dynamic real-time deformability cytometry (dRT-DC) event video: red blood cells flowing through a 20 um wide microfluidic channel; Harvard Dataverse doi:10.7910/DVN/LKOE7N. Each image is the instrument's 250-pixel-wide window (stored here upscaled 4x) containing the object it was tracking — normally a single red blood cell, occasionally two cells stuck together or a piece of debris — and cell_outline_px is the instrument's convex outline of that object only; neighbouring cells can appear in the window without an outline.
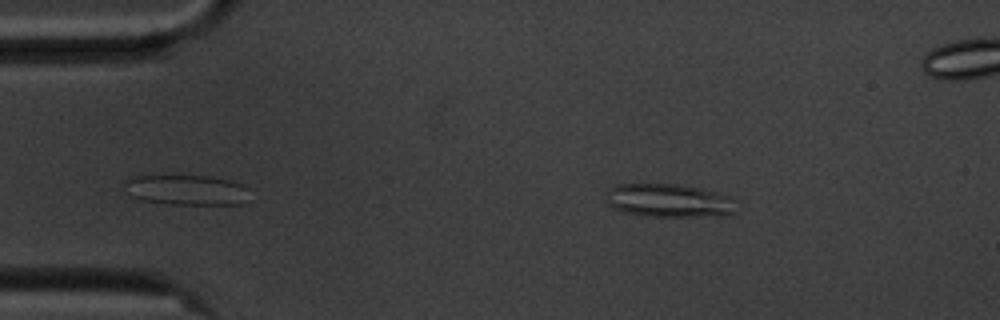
{"species": "common noctule bat (a hibernating species)", "species_latin": "Nyctalus noctula", "temperature_condition": "cold", "stored_images_in_passage": 42, "camera_frame_rate_fps": 3000, "um_per_image_px": 0.085, "animal": {"sex": "male", "body_mass_g": 20.1, "forearm_length_mm": 53.5}, "frame": {"image": 1, "passage_image": 2, "time_ms": 0.333, "image_size_px": [1000, 320], "cell_outline_px": [[736, 212], [732, 216], [648, 216], [624, 212], [612, 208], [604, 200], [604, 196], [608, 188], [616, 184], [680, 184], [704, 188], [736, 196]], "centroid_in_image_um": [56.94, 17.04], "position_along_channel_um": 28.1, "area_um2": 26.36}}
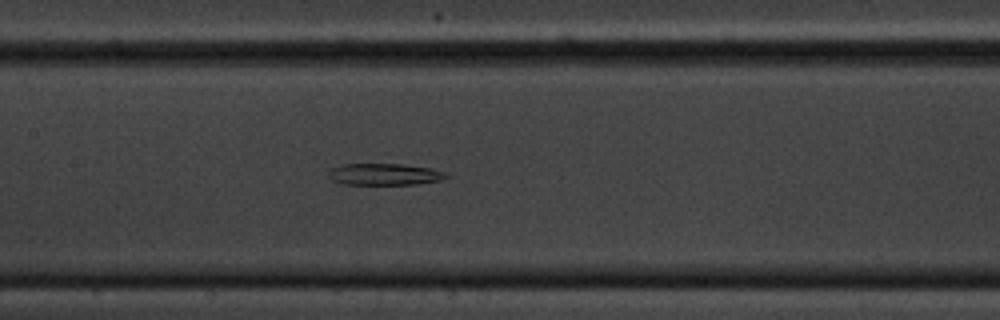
{"frame": {"image": 2, "passage_image": 19, "time_ms": 6.0, "image_size_px": [1000, 320], "cell_outline_px": [[448, 176], [440, 180], [416, 184], [344, 184], [332, 180], [328, 176], [328, 172], [332, 168], [344, 164], [400, 164], [432, 168], [444, 172]], "centroid_in_image_um": [32.66, 14.81], "position_along_channel_um": 174.7, "area_um2": 14.68}}
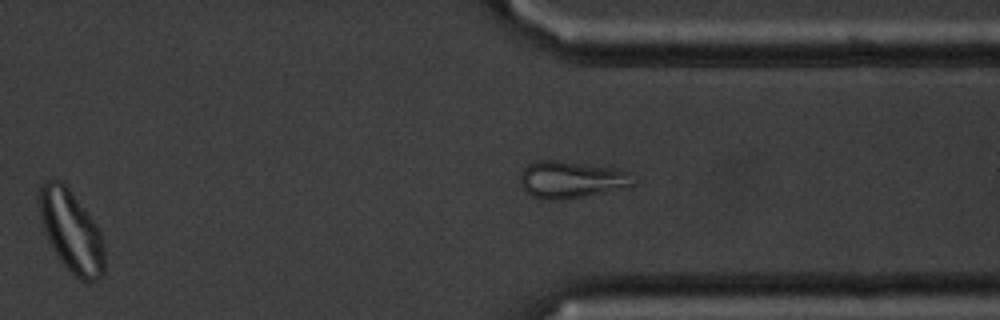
{"frame": {"image": 3, "passage_image": 35, "time_ms": 11.333, "image_size_px": [1000, 320], "cell_outline_px": [[104, 272], [100, 280], [92, 284], [88, 284], [80, 280], [60, 260], [44, 228], [40, 216], [36, 200], [40, 188], [48, 180], [60, 180], [64, 184], [96, 224], [100, 232], [104, 252]], "centroid_in_image_um": [6.07, 19.7], "position_along_channel_um": 405.3, "area_um2": 30.58}, "authors_computed_cell_mechanics": {"area_um2": 18.9584, "velocity_mm_per_s": 3.544, "shape_relaxation_time_tau1_ms": null, "shape_relaxation_time_tau2_ms": 10.4522, "deformation_change_tau1": null, "deformation_change_tau2": 0.1718}}